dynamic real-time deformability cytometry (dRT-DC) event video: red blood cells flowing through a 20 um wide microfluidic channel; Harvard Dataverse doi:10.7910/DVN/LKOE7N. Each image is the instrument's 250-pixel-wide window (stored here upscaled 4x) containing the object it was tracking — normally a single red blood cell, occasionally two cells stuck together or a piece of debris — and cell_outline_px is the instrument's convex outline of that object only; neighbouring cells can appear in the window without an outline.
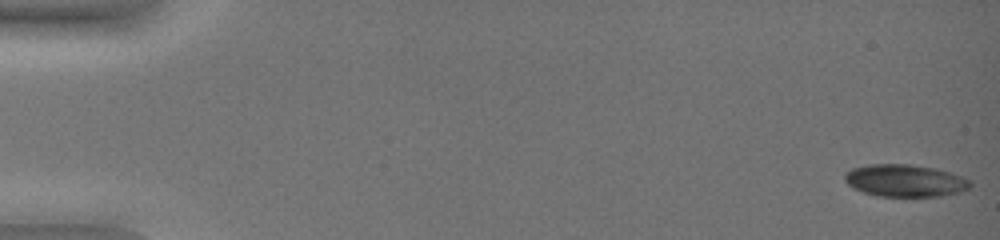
{"species": "common noctule bat (a hibernating species)", "species_latin": "Nyctalus noctula", "temperature_condition": "warm", "stored_images_in_passage": 51, "camera_frame_rate_fps": 3000, "um_per_image_px": 0.085, "animal": {"sex": "female", "body_mass_g": 19.0, "forearm_length_mm": 51.5}, "frame": {"image": 1, "passage_image": 1, "time_ms": 0.0, "image_size_px": [1000, 240], "cell_outline_px": [[972, 184], [968, 188], [960, 192], [940, 196], [876, 196], [852, 188], [844, 180], [844, 172], [852, 168], [868, 164], [908, 164], [932, 168], [948, 172], [960, 176], [968, 180]], "centroid_in_image_um": [76.86, 15.35], "position_along_channel_um": 8.1, "area_um2": 23.47}}
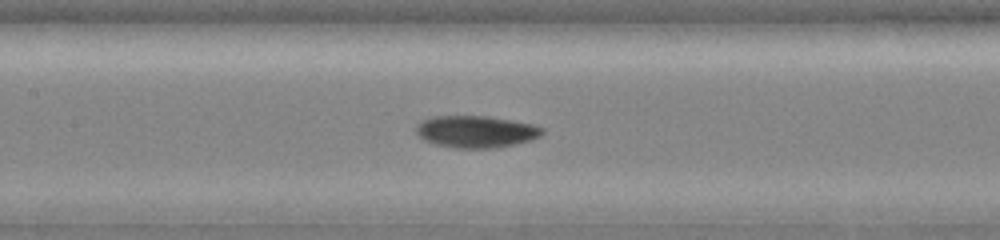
{"frame": {"image": 2, "passage_image": 27, "time_ms": 8.667, "image_size_px": [1000, 240], "cell_outline_px": [[544, 132], [540, 136], [532, 140], [516, 144], [496, 148], [452, 148], [436, 144], [424, 140], [416, 132], [416, 124], [420, 120], [432, 116], [488, 116], [536, 124], [544, 128]], "centroid_in_image_um": [40.48, 11.18], "position_along_channel_um": 166.9, "area_um2": 23.87}}
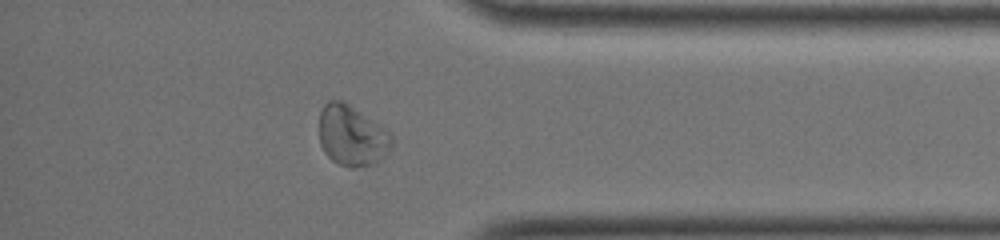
{"frame": {"image": 3, "passage_image": 46, "time_ms": 15.0, "image_size_px": [1000, 240], "cell_outline_px": [[392, 144], [388, 152], [380, 160], [372, 164], [356, 168], [348, 168], [336, 164], [324, 152], [320, 144], [320, 112], [324, 104], [328, 100], [344, 100], [388, 128], [392, 136]], "centroid_in_image_um": [29.93, 11.52], "position_along_channel_um": 405.3, "area_um2": 26.24}, "authors_computed_cell_mechanics": {"area_um2": 23.5246, "velocity_mm_per_s": 3.8318, "shape_relaxation_time_tau1_ms": 5.8311, "shape_relaxation_time_tau2_ms": 7.3555, "deformation_change_tau1": 0.1994, "deformation_change_tau2": 0.0872}}